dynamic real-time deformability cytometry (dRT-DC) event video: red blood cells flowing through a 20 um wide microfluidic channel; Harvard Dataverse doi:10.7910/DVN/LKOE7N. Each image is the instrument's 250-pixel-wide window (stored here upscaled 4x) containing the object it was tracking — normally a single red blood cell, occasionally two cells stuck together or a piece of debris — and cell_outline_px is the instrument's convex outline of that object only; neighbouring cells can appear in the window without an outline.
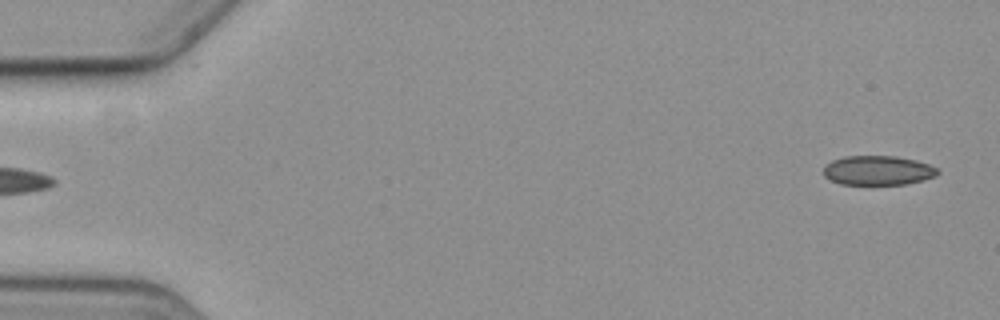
{"species": "common noctule bat (a hibernating species)", "species_latin": "Nyctalus noctula", "temperature_condition": "cold", "stored_images_in_passage": 5, "segment_of_instrument_passage": [2, 2], "camera_frame_rate_fps": 3000, "um_per_image_px": 0.085, "animal": {"sex": "female", "body_mass_g": 19.3, "forearm_length_mm": 54.1}, "frame": {"image": 1, "passage_image": 5, "time_ms": 5.667, "image_size_px": [1000, 320], "cell_outline_px": [[940, 172], [936, 176], [924, 180], [904, 184], [840, 184], [824, 176], [824, 168], [832, 160], [844, 156], [896, 156], [916, 160], [928, 164], [936, 168]], "centroid_in_image_um": [74.64, 14.48], "position_along_channel_um": 10.4, "area_um2": 19.48}}